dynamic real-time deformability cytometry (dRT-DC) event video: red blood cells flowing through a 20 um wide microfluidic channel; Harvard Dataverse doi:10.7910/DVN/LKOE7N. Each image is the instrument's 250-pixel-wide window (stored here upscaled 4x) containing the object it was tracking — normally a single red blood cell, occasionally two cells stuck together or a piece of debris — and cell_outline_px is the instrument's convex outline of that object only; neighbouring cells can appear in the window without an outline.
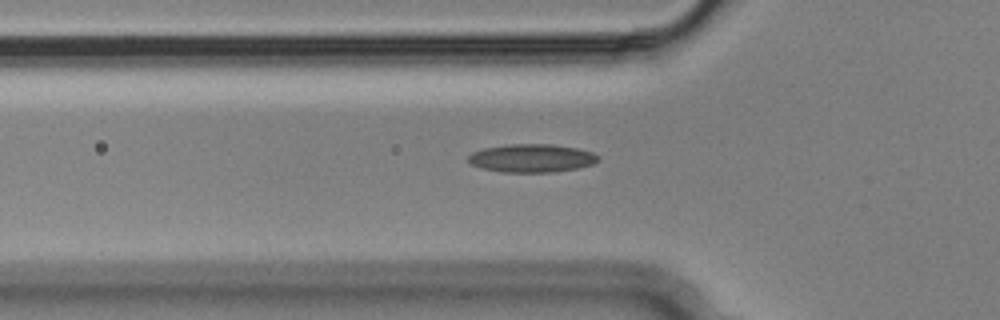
{"species": "Egyptian fruit bat (a non-hibernating species)", "species_latin": "Rousettus aegyptiacus", "temperature_condition": "cold", "stored_images_in_passage": 42, "camera_frame_rate_fps": 3000, "um_per_image_px": 0.085, "animal": {"sex": "male"}, "frame": {"image": 1, "passage_image": 10, "time_ms": 3.0, "image_size_px": [1000, 320], "cell_outline_px": [[600, 160], [592, 164], [576, 168], [552, 172], [500, 172], [480, 168], [472, 164], [468, 160], [468, 156], [472, 152], [484, 148], [512, 144], [552, 144], [576, 148], [592, 152], [600, 156]], "centroid_in_image_um": [45.19, 13.44], "position_along_channel_um": 80.6, "area_um2": 21.33}}
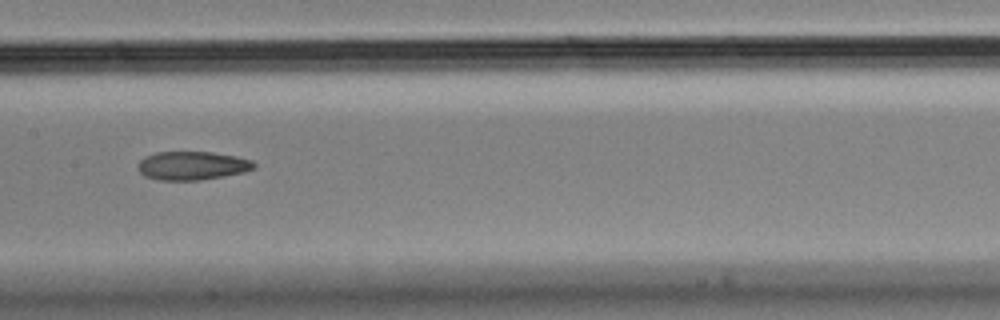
{"frame": {"image": 2, "passage_image": 19, "time_ms": 6.0, "image_size_px": [1000, 320], "cell_outline_px": [[256, 168], [244, 172], [224, 176], [200, 180], [160, 180], [144, 176], [136, 168], [140, 160], [144, 156], [156, 152], [212, 152], [236, 156], [252, 160], [256, 164]], "centroid_in_image_um": [16.33, 14.08], "position_along_channel_um": 191.1, "area_um2": 19.48}}
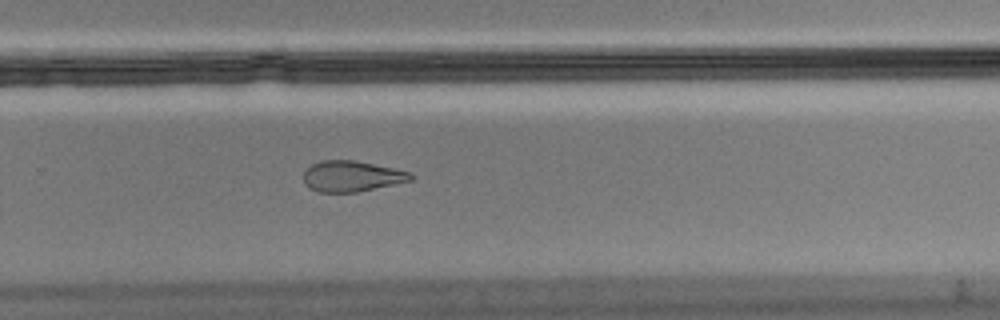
{"frame": {"image": 3, "passage_image": 28, "time_ms": 9.0, "image_size_px": [1000, 320], "cell_outline_px": [[416, 176], [412, 180], [356, 192], [316, 192], [308, 188], [304, 184], [304, 172], [312, 164], [320, 160], [356, 160], [412, 172]], "centroid_in_image_um": [29.89, 14.97], "position_along_channel_um": 299.9, "area_um2": 19.36}, "authors_computed_cell_mechanics": {"area_um2": 20.0277, "velocity_mm_per_s": 3.6432, "shape_relaxation_time_tau1_ms": null, "shape_relaxation_time_tau2_ms": 4.3296, "deformation_change_tau1": null, "deformation_change_tau2": 0.1308}}